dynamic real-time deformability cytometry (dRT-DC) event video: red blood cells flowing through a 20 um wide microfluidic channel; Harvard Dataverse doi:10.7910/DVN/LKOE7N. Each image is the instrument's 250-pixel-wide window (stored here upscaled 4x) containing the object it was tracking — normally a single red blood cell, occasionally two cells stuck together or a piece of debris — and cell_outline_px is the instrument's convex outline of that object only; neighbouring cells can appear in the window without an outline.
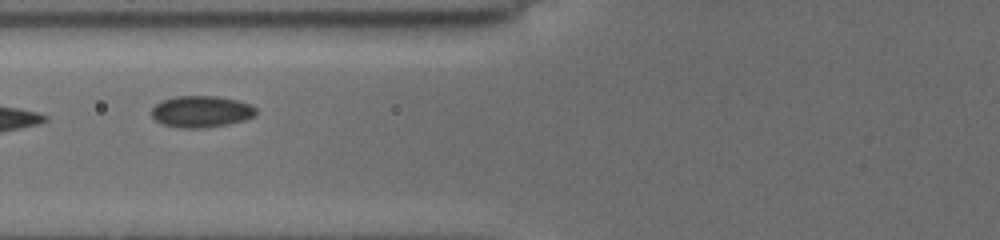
{"species": "common noctule bat (a hibernating species)", "species_latin": "Nyctalus noctula", "temperature_condition": "cold", "stored_images_in_passage": 15, "camera_frame_rate_fps": 3000, "um_per_image_px": 0.085, "animal": {"sex": "female", "body_mass_g": 19.5, "forearm_length_mm": 54.1}, "frame": {"image": 1, "passage_image": 5, "time_ms": 4.333, "image_size_px": [1000, 240], "cell_outline_px": [[256, 116], [244, 120], [228, 124], [204, 128], [180, 128], [164, 124], [156, 120], [152, 116], [152, 108], [160, 100], [176, 96], [216, 96], [236, 100], [252, 104], [256, 108]], "centroid_in_image_um": [17.12, 9.48], "position_along_channel_um": 108.7, "area_um2": 19.31}}
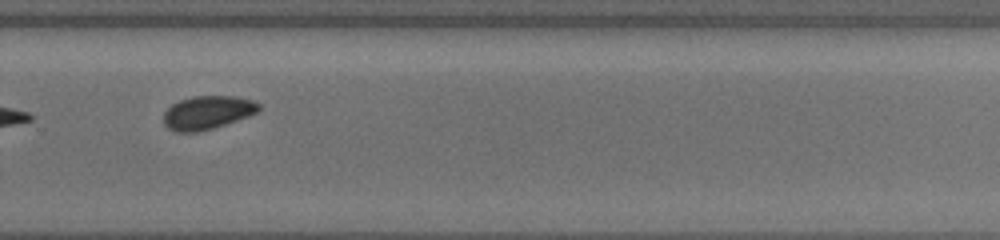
{"frame": {"image": 2, "passage_image": 11, "time_ms": 9.667, "image_size_px": [1000, 240], "cell_outline_px": [[260, 108], [256, 112], [248, 116], [212, 128], [196, 132], [176, 132], [168, 128], [164, 124], [164, 112], [172, 104], [180, 100], [192, 96], [236, 96], [256, 100], [260, 104]], "centroid_in_image_um": [17.64, 9.55], "position_along_channel_um": 312.2, "area_um2": 18.5}}